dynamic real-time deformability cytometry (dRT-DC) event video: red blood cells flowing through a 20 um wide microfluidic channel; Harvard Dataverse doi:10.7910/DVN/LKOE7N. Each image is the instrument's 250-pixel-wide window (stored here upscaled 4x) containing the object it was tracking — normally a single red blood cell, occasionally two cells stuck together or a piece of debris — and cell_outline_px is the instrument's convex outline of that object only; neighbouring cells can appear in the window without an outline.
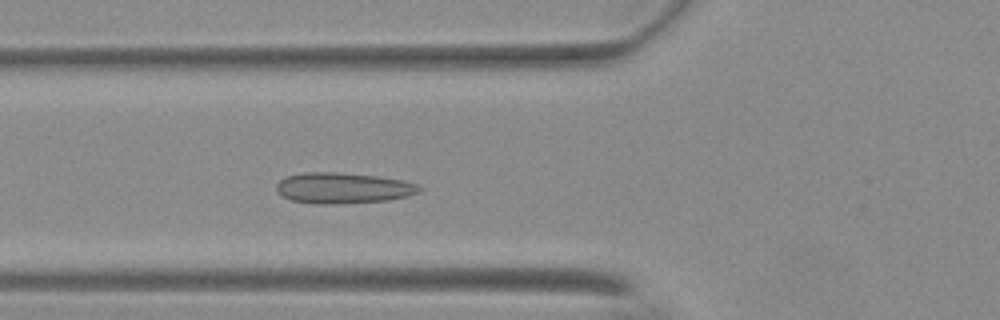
{"species": "Egyptian fruit bat (a non-hibernating species)", "species_latin": "Rousettus aegyptiacus", "temperature_condition": "warm", "stored_images_in_passage": 52, "camera_frame_rate_fps": 3000, "um_per_image_px": 0.085, "animal": {"sex": "female"}, "frame": {"image": 1, "passage_image": 17, "time_ms": 5.333, "image_size_px": [1000, 320], "cell_outline_px": [[424, 188], [420, 192], [408, 196], [388, 200], [336, 204], [316, 204], [292, 200], [276, 192], [276, 184], [280, 180], [288, 176], [304, 172], [336, 172], [376, 176], [400, 180], [416, 184]], "centroid_in_image_um": [29.16, 15.99], "position_along_channel_um": 96.6, "area_um2": 25.61}}
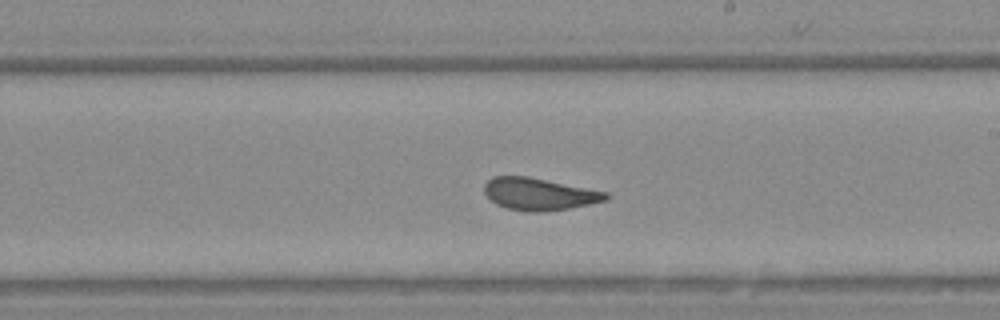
{"frame": {"image": 2, "passage_image": 29, "time_ms": 9.333, "image_size_px": [1000, 320], "cell_outline_px": [[612, 196], [608, 200], [568, 208], [540, 212], [528, 212], [508, 208], [496, 204], [484, 192], [484, 184], [488, 180], [496, 176], [524, 176], [608, 192]], "centroid_in_image_um": [45.84, 16.5], "position_along_channel_um": 243.2, "area_um2": 22.48}}
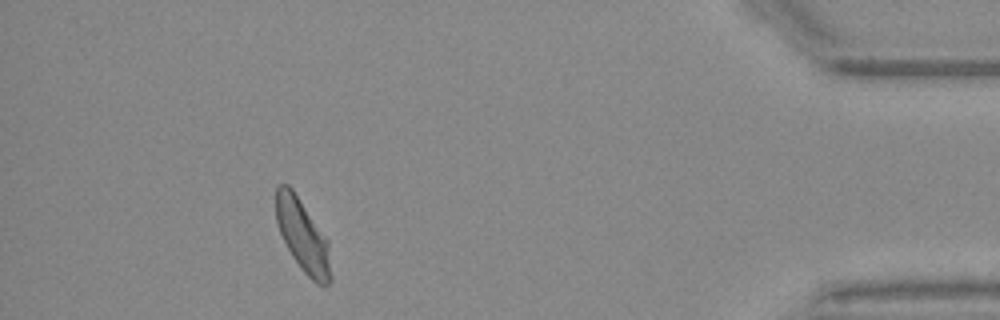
{"frame": {"image": 3, "passage_image": 47, "time_ms": 15.333, "image_size_px": [1000, 320], "cell_outline_px": [[332, 280], [324, 288], [316, 284], [300, 268], [292, 256], [280, 232], [276, 220], [276, 188], [280, 184], [288, 184], [292, 188], [328, 240], [332, 276]], "centroid_in_image_um": [25.76, 20.09], "position_along_channel_um": 409.4, "area_um2": 23.18}, "authors_computed_cell_mechanics": {"area_um2": 23.5246, "velocity_mm_per_s": 3.6655, "shape_relaxation_time_tau1_ms": null, "shape_relaxation_time_tau2_ms": 0.7429, "deformation_change_tau1": null, "deformation_change_tau2": 0.054}}